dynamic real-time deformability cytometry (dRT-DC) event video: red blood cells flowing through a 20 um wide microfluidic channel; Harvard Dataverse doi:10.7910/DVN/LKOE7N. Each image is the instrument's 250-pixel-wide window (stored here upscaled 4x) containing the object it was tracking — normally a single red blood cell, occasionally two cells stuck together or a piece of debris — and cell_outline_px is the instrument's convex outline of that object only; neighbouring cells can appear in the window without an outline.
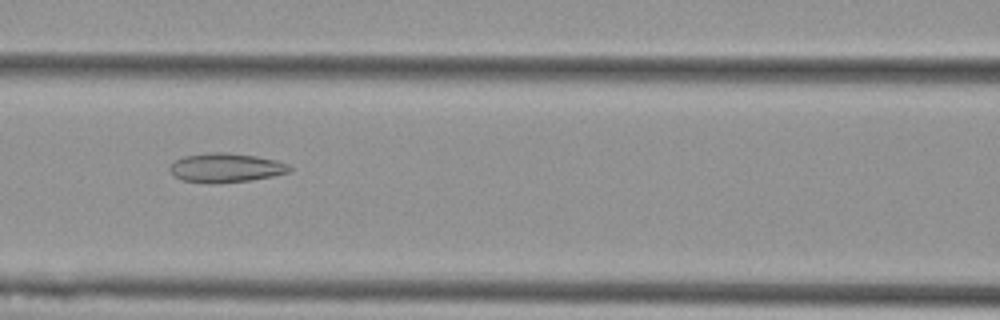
{"species": "Egyptian fruit bat (a non-hibernating species)", "species_latin": "Rousettus aegyptiacus", "temperature_condition": "cold", "stored_images_in_passage": 52, "camera_frame_rate_fps": 3000, "um_per_image_px": 0.085, "animal": {"sex": "female"}, "frame": {"image": 1, "passage_image": 24, "time_ms": 7.667, "image_size_px": [1000, 320], "cell_outline_px": [[292, 168], [288, 172], [272, 176], [248, 180], [180, 180], [168, 168], [176, 160], [184, 156], [208, 152], [228, 152], [256, 156], [276, 160], [288, 164]], "centroid_in_image_um": [19.23, 14.19], "position_along_channel_um": 147.4, "area_um2": 19.31}}
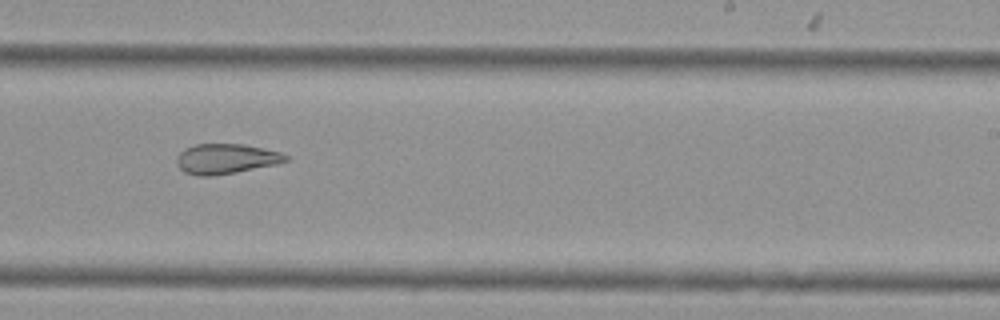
{"frame": {"image": 2, "passage_image": 34, "time_ms": 11.0, "image_size_px": [1000, 320], "cell_outline_px": [[288, 160], [276, 164], [236, 172], [212, 176], [200, 176], [184, 172], [176, 164], [176, 156], [184, 148], [196, 144], [244, 144], [264, 148], [280, 152], [288, 156]], "centroid_in_image_um": [19.18, 13.49], "position_along_channel_um": 269.8, "area_um2": 19.13}}
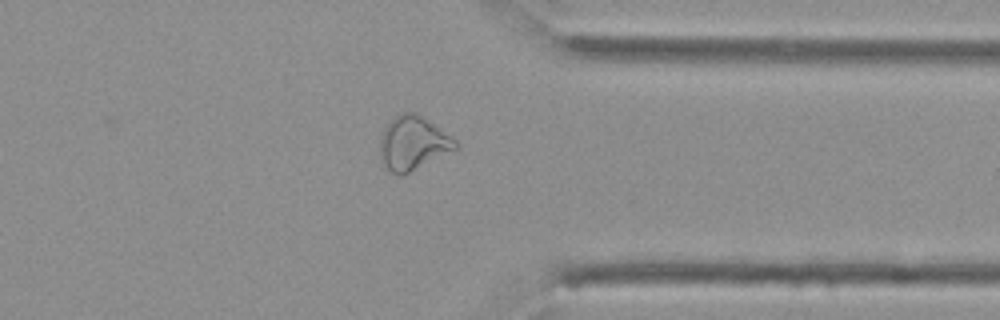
{"frame": {"image": 3, "passage_image": 43, "time_ms": 14.0, "image_size_px": [1000, 320], "cell_outline_px": [[460, 144], [456, 148], [400, 176], [392, 172], [384, 164], [380, 156], [380, 136], [384, 128], [392, 116], [400, 112], [416, 112], [456, 140]], "centroid_in_image_um": [35.06, 12.12], "position_along_channel_um": 376.3, "area_um2": 23.24}, "authors_computed_cell_mechanics": {"area_um2": 24.2182, "velocity_mm_per_s": 3.6873, "shape_relaxation_time_tau1_ms": null, "shape_relaxation_time_tau2_ms": 3.297, "deformation_change_tau1": null, "deformation_change_tau2": 0.1121}}